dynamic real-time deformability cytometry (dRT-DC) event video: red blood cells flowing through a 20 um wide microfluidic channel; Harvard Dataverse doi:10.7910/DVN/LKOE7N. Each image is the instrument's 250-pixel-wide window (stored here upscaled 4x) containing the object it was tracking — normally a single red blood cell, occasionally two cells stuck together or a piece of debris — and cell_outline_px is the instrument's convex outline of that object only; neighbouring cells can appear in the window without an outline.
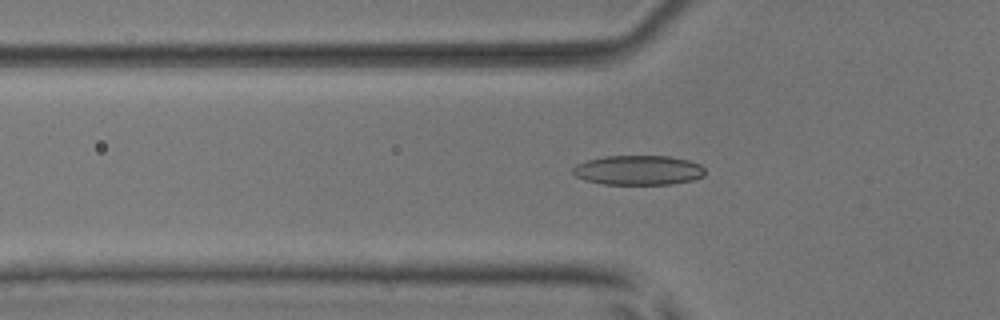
{"species": "common noctule bat (a hibernating species)", "species_latin": "Nyctalus noctula", "temperature_condition": "room temperature", "stored_images_in_passage": 39, "camera_frame_rate_fps": 3000, "um_per_image_px": 0.085, "animal": {"sex": "male", "body_mass_g": 17.9, "forearm_length_mm": 54.2}, "frame": {"image": 1, "passage_image": 4, "time_ms": 1.0, "image_size_px": [1000, 320], "cell_outline_px": [[704, 176], [692, 180], [672, 184], [604, 184], [584, 180], [576, 176], [572, 172], [572, 168], [576, 164], [588, 160], [604, 156], [668, 156], [688, 160], [700, 164], [704, 168]], "centroid_in_image_um": [54.25, 14.46], "position_along_channel_um": 71.6, "area_um2": 22.83}}
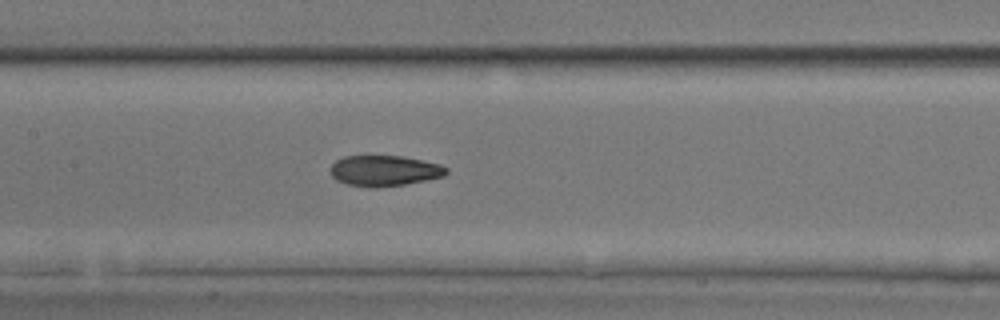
{"frame": {"image": 2, "passage_image": 12, "time_ms": 3.667, "image_size_px": [1000, 320], "cell_outline_px": [[448, 172], [444, 176], [404, 184], [376, 188], [368, 188], [348, 184], [336, 180], [332, 176], [332, 164], [336, 160], [344, 156], [404, 156], [440, 164], [448, 168]], "centroid_in_image_um": [32.68, 14.51], "position_along_channel_um": 174.7, "area_um2": 20.69}}
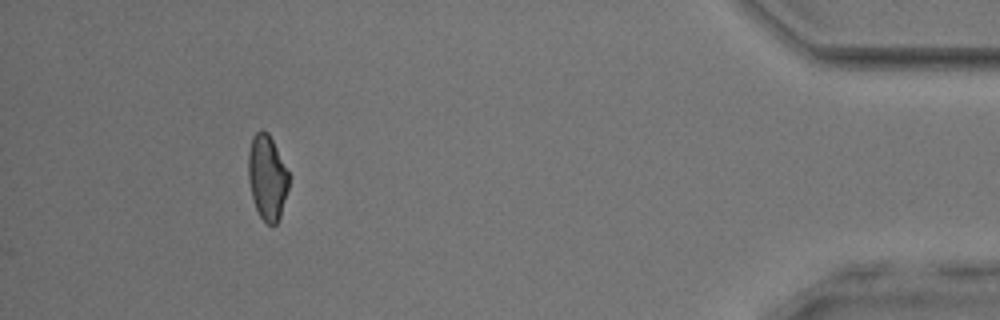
{"frame": {"image": 3, "passage_image": 35, "time_ms": 11.333, "image_size_px": [1000, 320], "cell_outline_px": [[288, 188], [280, 216], [276, 224], [268, 224], [260, 216], [256, 208], [252, 196], [248, 180], [248, 152], [252, 136], [260, 128], [268, 132], [288, 172]], "centroid_in_image_um": [22.68, 15.04], "position_along_channel_um": 412.5, "area_um2": 19.83}, "authors_computed_cell_mechanics": {"area_um2": 20.6346, "velocity_mm_per_s": 3.8685, "shape_relaxation_time_tau1_ms": 5.9511, "shape_relaxation_time_tau2_ms": 2.5059, "deformation_change_tau1": 0.1634, "deformation_change_tau2": 0.0819}}